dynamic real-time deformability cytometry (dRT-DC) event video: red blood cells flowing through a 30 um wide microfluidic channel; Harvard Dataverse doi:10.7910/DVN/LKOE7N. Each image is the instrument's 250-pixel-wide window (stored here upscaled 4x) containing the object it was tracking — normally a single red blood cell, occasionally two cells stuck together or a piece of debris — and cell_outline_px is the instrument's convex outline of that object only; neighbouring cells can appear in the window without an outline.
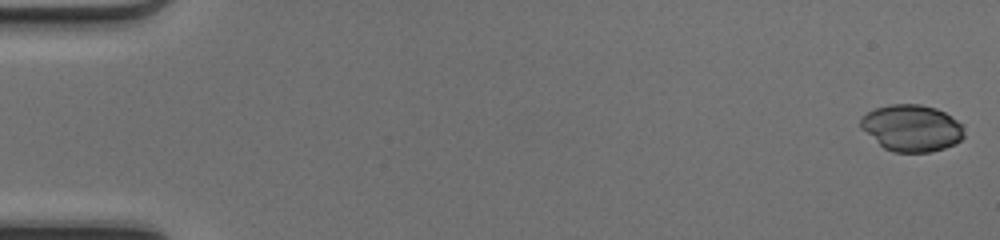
{"species": "common noctule bat (a hibernating species)", "species_latin": "Nyctalus noctula", "temperature_condition": "cold", "stored_images_in_passage": 49, "camera_frame_rate_fps": 3000, "um_per_image_px": 0.085, "animal": {"sex": "female", "body_mass_g": 17.0, "forearm_length_mm": 48.0}, "frame": {"image": 1, "passage_image": 1, "time_ms": 0.0, "image_size_px": [1000, 240], "cell_outline_px": [[964, 136], [956, 144], [944, 148], [928, 152], [892, 152], [884, 148], [860, 128], [860, 116], [876, 108], [888, 104], [920, 104], [936, 108], [944, 112], [956, 120], [960, 124]], "centroid_in_image_um": [77.45, 10.88], "position_along_channel_um": 7.5, "area_um2": 28.09}}
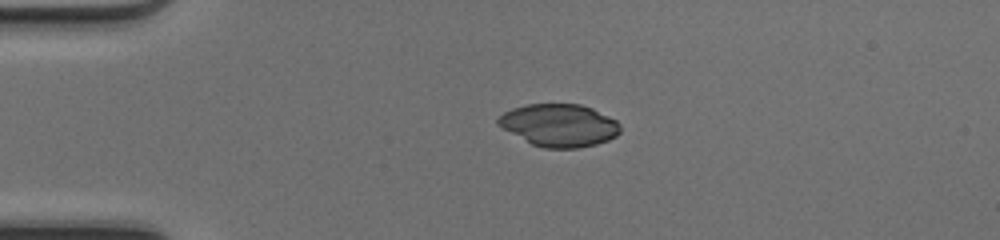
{"frame": {"image": 2, "passage_image": 12, "time_ms": 3.667, "image_size_px": [1000, 240], "cell_outline_px": [[620, 132], [616, 136], [608, 140], [596, 144], [576, 148], [544, 148], [532, 144], [496, 124], [496, 120], [504, 112], [512, 108], [524, 104], [580, 104], [592, 108], [616, 120], [620, 124]], "centroid_in_image_um": [47.53, 10.64], "position_along_channel_um": 37.5, "area_um2": 30.17}}